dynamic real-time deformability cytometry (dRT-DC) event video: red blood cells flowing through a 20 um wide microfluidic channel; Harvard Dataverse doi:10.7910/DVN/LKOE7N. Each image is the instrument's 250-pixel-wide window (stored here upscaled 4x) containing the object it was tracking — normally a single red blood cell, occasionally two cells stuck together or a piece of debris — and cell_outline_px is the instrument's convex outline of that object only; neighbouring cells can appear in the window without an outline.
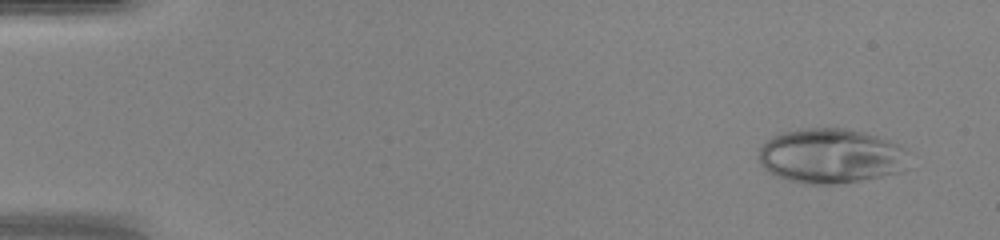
{"species": "human", "species_latin": "Homo sapiens", "temperature_condition": "warm", "stored_images_in_passage": 47, "camera_frame_rate_fps": 3000, "um_per_image_px": 0.085, "donor": {"sex": "female"}, "frame": {"image": 1, "passage_image": 3, "time_ms": 0.667, "image_size_px": [1000, 240], "cell_outline_px": [[908, 168], [900, 172], [860, 180], [836, 184], [804, 184], [788, 180], [776, 176], [768, 172], [760, 164], [760, 148], [772, 136], [780, 132], [800, 128], [844, 128], [864, 132], [888, 140], [896, 144], [900, 148]], "centroid_in_image_um": [70.55, 13.26], "position_along_channel_um": 14.5, "area_um2": 47.57}}
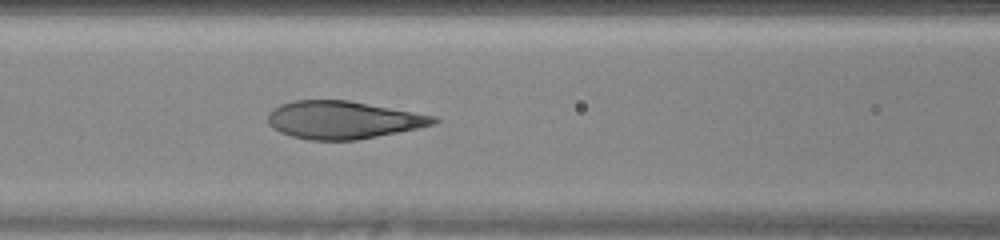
{"frame": {"image": 2, "passage_image": 21, "time_ms": 6.667, "image_size_px": [1000, 240], "cell_outline_px": [[440, 120], [436, 124], [356, 140], [308, 140], [292, 136], [280, 132], [272, 128], [268, 124], [268, 112], [280, 104], [296, 100], [348, 100], [436, 116]], "centroid_in_image_um": [29.13, 10.19], "position_along_channel_um": 137.5, "area_um2": 36.3}}
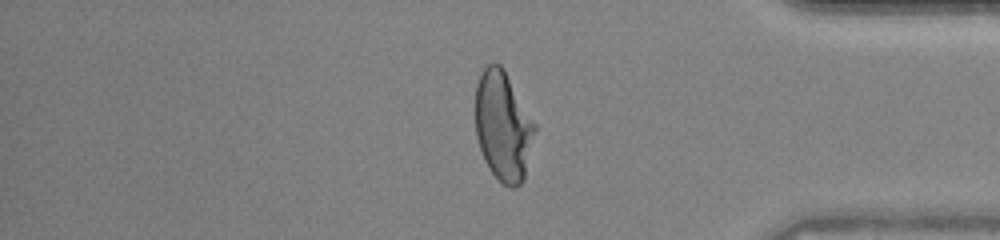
{"frame": {"image": 3, "passage_image": 40, "time_ms": 13.0, "image_size_px": [1000, 240], "cell_outline_px": [[536, 132], [524, 180], [520, 184], [512, 188], [504, 184], [492, 172], [484, 160], [476, 136], [476, 84], [484, 68], [488, 64], [500, 64], [504, 68], [536, 124]], "centroid_in_image_um": [42.78, 10.72], "position_along_channel_um": 392.4, "area_um2": 37.92}, "authors_computed_cell_mechanics": {"area_um2": 39.1884, "velocity_mm_per_s": 4.3301, "shape_relaxation_time_tau1_ms": 6.8931, "shape_relaxation_time_tau2_ms": null, "deformation_change_tau1": 0.3198, "deformation_change_tau2": null}}